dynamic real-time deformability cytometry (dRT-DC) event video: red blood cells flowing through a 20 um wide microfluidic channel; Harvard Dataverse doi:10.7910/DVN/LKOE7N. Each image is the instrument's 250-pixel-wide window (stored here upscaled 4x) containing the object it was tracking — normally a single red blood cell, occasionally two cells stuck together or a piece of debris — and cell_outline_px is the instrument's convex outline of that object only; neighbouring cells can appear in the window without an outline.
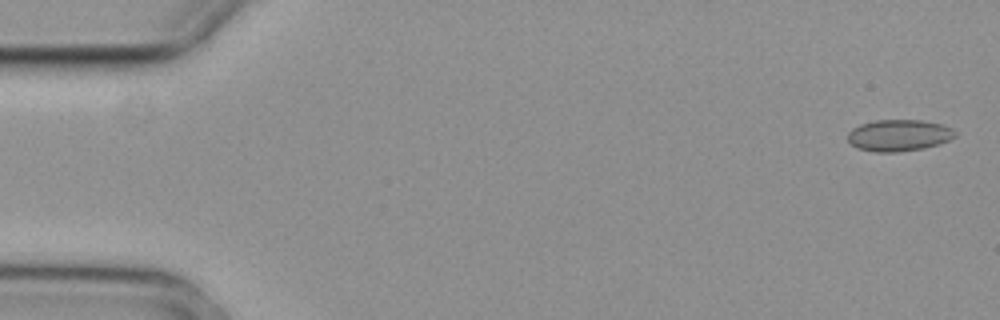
{"species": "common noctule bat (a hibernating species)", "species_latin": "Nyctalus noctula", "temperature_condition": "cold", "stored_images_in_passage": 5, "camera_frame_rate_fps": 3000, "um_per_image_px": 0.085, "animal": {"sex": "female", "body_mass_g": 29.2, "forearm_length_mm": 56.3}, "frame": {"image": 1, "passage_image": 1, "time_ms": 0.0, "image_size_px": [1000, 320], "cell_outline_px": [[956, 136], [948, 140], [924, 148], [896, 152], [872, 152], [856, 148], [848, 140], [848, 132], [852, 128], [860, 124], [876, 120], [920, 120], [940, 124], [952, 128], [956, 132]], "centroid_in_image_um": [76.37, 11.5], "position_along_channel_um": 8.6, "area_um2": 19.71}}
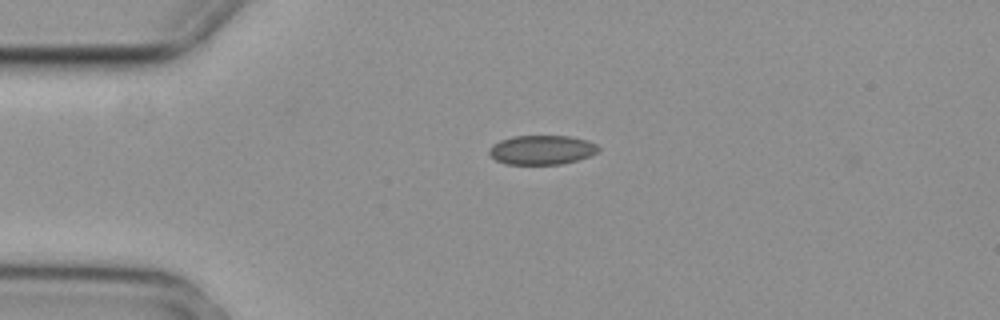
{"frame": {"image": 2, "passage_image": 4, "time_ms": 1.0, "image_size_px": [1000, 320], "cell_outline_px": [[600, 152], [592, 156], [560, 164], [508, 164], [496, 160], [488, 152], [488, 148], [492, 144], [500, 140], [512, 136], [568, 136], [588, 140], [596, 144], [600, 148]], "centroid_in_image_um": [46.07, 12.73], "position_along_channel_um": 38.9, "area_um2": 18.79}}